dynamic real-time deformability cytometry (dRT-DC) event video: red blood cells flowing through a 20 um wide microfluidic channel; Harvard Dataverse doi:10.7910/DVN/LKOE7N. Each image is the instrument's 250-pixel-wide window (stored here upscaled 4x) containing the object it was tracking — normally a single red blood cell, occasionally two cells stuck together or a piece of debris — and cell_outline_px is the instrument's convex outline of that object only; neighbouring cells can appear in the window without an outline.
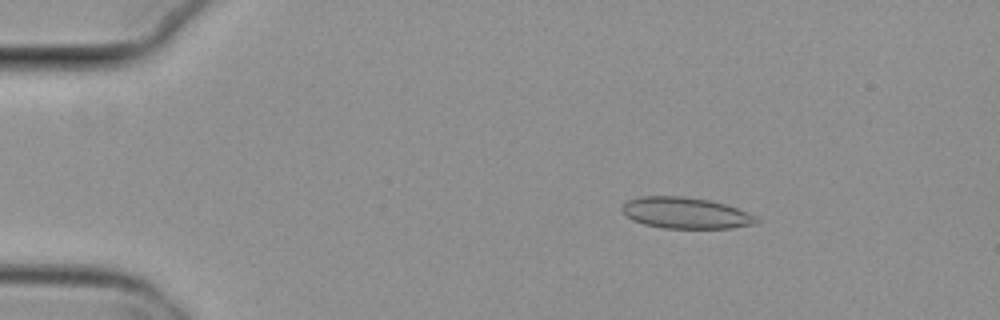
{"species": "common noctule bat (a hibernating species)", "species_latin": "Nyctalus noctula", "temperature_condition": "cold", "stored_images_in_passage": 3, "camera_frame_rate_fps": 3000, "um_per_image_px": 0.085, "animal": {"sex": "female", "body_mass_g": 29.2, "forearm_length_mm": 56.3}, "frame": {"image": 1, "passage_image": 1, "time_ms": 0.0, "image_size_px": [1000, 320], "cell_outline_px": [[760, 220], [756, 224], [732, 228], [664, 228], [644, 224], [632, 220], [620, 208], [628, 200], [640, 196], [680, 196], [712, 200], [736, 208], [756, 216]], "centroid_in_image_um": [58.29, 18.1], "position_along_channel_um": 26.7, "area_um2": 24.39}}
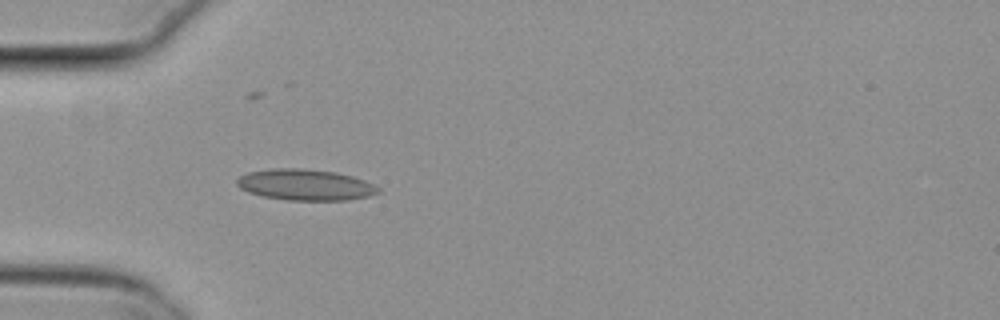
{"frame": {"image": 2, "passage_image": 3, "time_ms": 0.667, "image_size_px": [1000, 320], "cell_outline_px": [[380, 192], [368, 196], [348, 200], [288, 200], [264, 196], [248, 192], [240, 188], [236, 184], [236, 180], [240, 176], [248, 172], [272, 168], [300, 168], [336, 172], [352, 176], [364, 180], [380, 188]], "centroid_in_image_um": [25.94, 15.7], "position_along_channel_um": 59.1, "area_um2": 25.55}}